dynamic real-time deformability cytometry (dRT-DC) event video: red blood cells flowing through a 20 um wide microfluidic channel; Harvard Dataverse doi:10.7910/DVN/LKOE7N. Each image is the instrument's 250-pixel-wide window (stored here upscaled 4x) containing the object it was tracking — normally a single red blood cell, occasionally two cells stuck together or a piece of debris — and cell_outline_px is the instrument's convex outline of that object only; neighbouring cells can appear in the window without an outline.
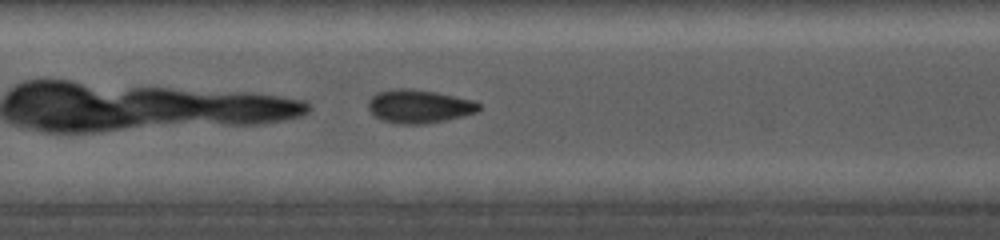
{"species": "common noctule bat (a hibernating species)", "species_latin": "Nyctalus noctula", "temperature_condition": "cold", "stored_images_in_passage": 24, "camera_frame_rate_fps": 5000, "um_per_image_px": 0.085, "animal": {"sex": "female", "body_mass_g": 19.0, "forearm_length_mm": 56.7}, "frame": {"image": 1, "passage_image": 9, "time_ms": 4.8, "image_size_px": [1000, 240], "cell_outline_px": [[480, 108], [476, 112], [464, 116], [424, 124], [400, 124], [380, 120], [368, 108], [368, 100], [376, 92], [392, 88], [412, 88], [436, 92], [456, 96], [472, 100], [480, 104]], "centroid_in_image_um": [35.59, 9.02], "position_along_channel_um": 171.8, "area_um2": 21.68}}
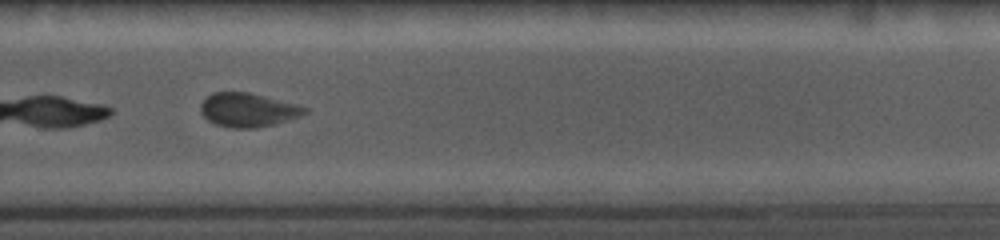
{"frame": {"image": 2, "passage_image": 16, "time_ms": 8.4, "image_size_px": [1000, 240], "cell_outline_px": [[308, 112], [300, 116], [276, 124], [256, 128], [228, 128], [216, 124], [208, 120], [200, 112], [200, 104], [212, 92], [248, 92], [300, 104], [308, 108]], "centroid_in_image_um": [21.11, 9.35], "position_along_channel_um": 308.7, "area_um2": 20.81}}
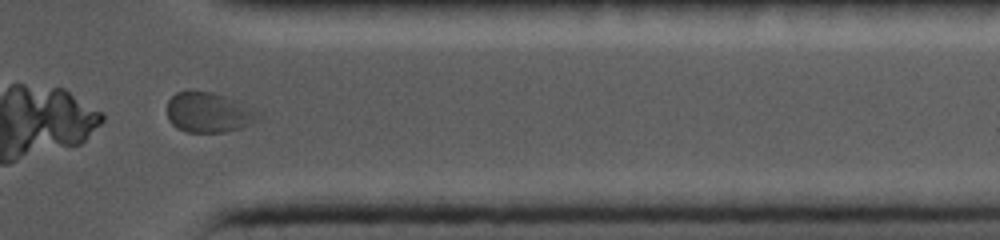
{"frame": {"image": 3, "passage_image": 21, "time_ms": 10.6, "image_size_px": [1000, 240], "cell_outline_px": [[264, 116], [252, 124], [240, 128], [224, 132], [184, 132], [176, 128], [168, 120], [168, 100], [176, 92], [212, 92], [240, 100], [264, 112]], "centroid_in_image_um": [17.85, 9.57], "position_along_channel_um": 393.6, "area_um2": 21.91}}